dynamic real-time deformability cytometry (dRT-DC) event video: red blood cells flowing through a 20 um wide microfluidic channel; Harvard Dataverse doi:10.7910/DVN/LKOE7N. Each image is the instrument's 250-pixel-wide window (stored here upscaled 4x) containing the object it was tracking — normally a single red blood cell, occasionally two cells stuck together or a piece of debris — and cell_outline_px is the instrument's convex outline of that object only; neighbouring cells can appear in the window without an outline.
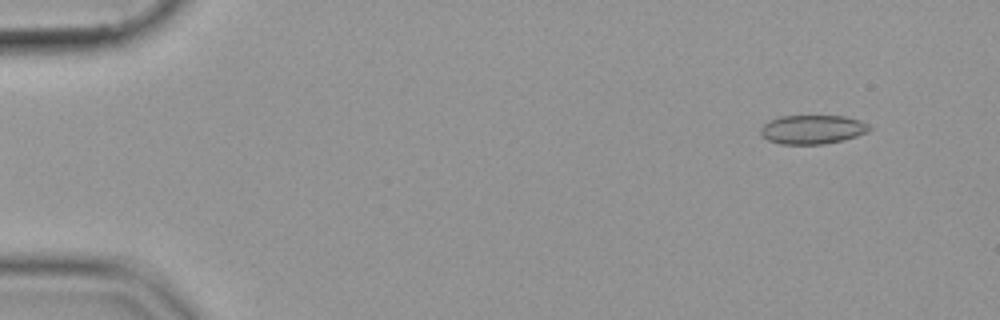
{"species": "common noctule bat (a hibernating species)", "species_latin": "Nyctalus noctula", "temperature_condition": "cold", "stored_images_in_passage": 51, "camera_frame_rate_fps": 3000, "um_per_image_px": 0.085, "animal": {"sex": "female", "body_mass_g": 19.9}, "frame": {"image": 1, "passage_image": 1, "time_ms": 0.0, "image_size_px": [1000, 320], "cell_outline_px": [[872, 128], [868, 132], [844, 140], [824, 144], [780, 144], [768, 140], [760, 136], [760, 128], [768, 120], [780, 116], [844, 116], [860, 120], [872, 124]], "centroid_in_image_um": [69.07, 11.0], "position_along_channel_um": 15.9, "area_um2": 18.67}}
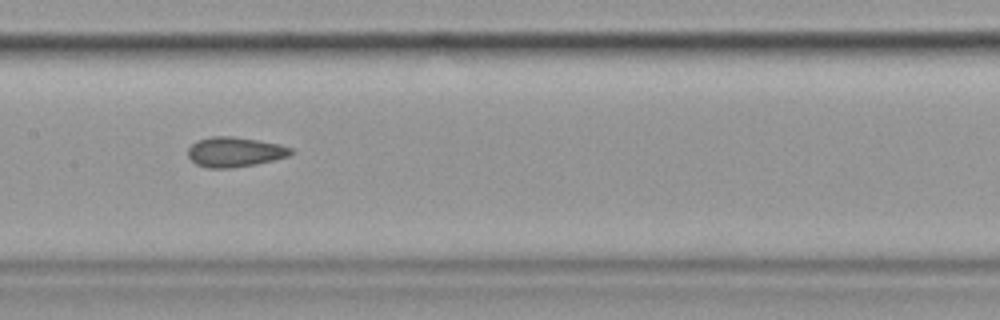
{"frame": {"image": 2, "passage_image": 24, "time_ms": 7.667, "image_size_px": [1000, 320], "cell_outline_px": [[296, 152], [288, 156], [256, 164], [232, 168], [208, 168], [196, 164], [188, 156], [188, 148], [192, 144], [200, 140], [212, 136], [232, 136], [280, 144], [292, 148]], "centroid_in_image_um": [19.98, 12.92], "position_along_channel_um": 187.4, "area_um2": 17.86}}
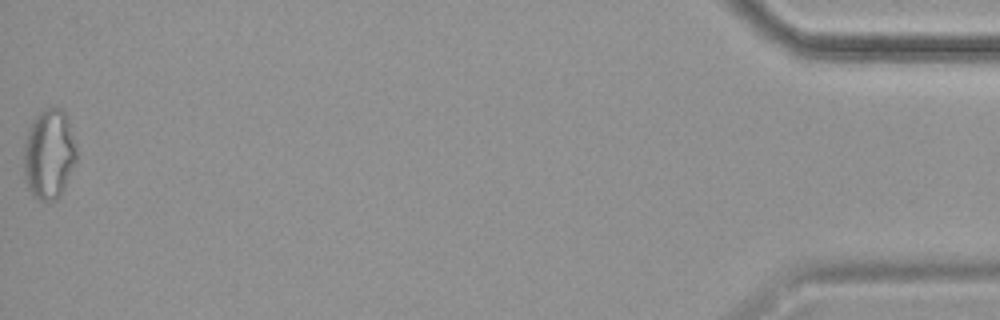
{"frame": {"image": 3, "passage_image": 51, "time_ms": 16.667, "image_size_px": [1000, 320], "cell_outline_px": [[76, 160], [64, 188], [60, 196], [56, 200], [40, 200], [32, 196], [28, 188], [24, 176], [24, 144], [32, 120], [44, 108], [52, 104], [60, 108], [64, 112], [76, 148]], "centroid_in_image_um": [4.14, 13.1], "position_along_channel_um": 431.1, "area_um2": 27.51}}